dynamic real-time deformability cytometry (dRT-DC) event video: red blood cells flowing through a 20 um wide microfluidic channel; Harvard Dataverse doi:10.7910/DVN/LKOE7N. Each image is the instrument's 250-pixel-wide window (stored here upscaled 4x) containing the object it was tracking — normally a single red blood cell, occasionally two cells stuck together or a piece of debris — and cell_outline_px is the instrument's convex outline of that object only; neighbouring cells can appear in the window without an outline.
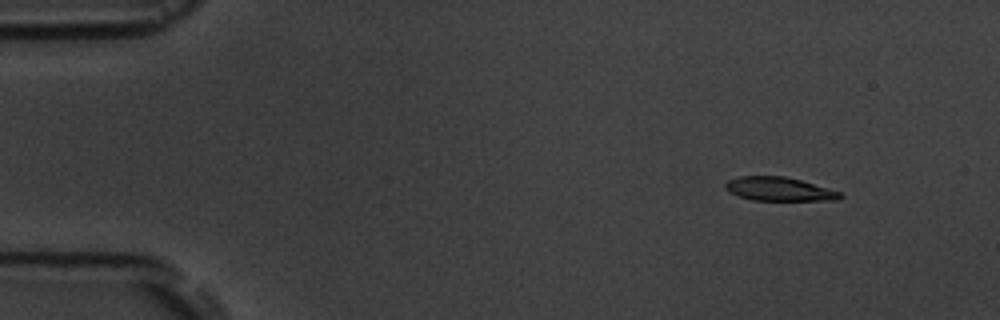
{"species": "common noctule bat (a hibernating species)", "species_latin": "Nyctalus noctula", "temperature_condition": "room temperature", "stored_images_in_passage": 6, "camera_frame_rate_fps": 3000, "um_per_image_px": 0.085, "animal": {"sex": "male", "body_mass_g": 19.5, "forearm_length_mm": 54.6}, "frame": {"image": 1, "passage_image": 2, "time_ms": 1.333, "image_size_px": [1000, 320], "cell_outline_px": [[844, 196], [840, 200], [752, 200], [740, 196], [724, 188], [724, 184], [728, 180], [740, 176], [784, 176], [800, 180], [828, 188], [840, 192]], "centroid_in_image_um": [66.24, 16.07], "position_along_channel_um": 18.8, "area_um2": 15.72}}